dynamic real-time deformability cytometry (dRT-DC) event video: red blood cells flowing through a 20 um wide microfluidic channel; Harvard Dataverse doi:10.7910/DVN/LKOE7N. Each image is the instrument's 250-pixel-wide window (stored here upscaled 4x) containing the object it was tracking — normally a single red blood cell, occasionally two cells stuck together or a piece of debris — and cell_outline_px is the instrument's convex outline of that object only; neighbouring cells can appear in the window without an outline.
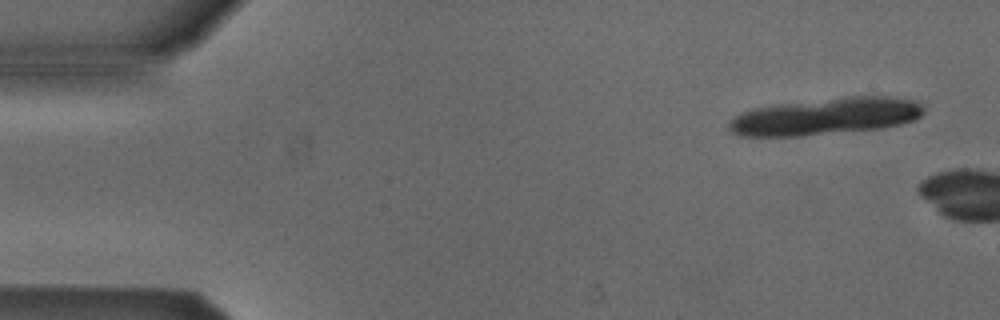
{"species": "Egyptian fruit bat (a non-hibernating species)", "species_latin": "Rousettus aegyptiacus", "temperature_condition": "cold", "stored_images_in_passage": 5, "camera_frame_rate_fps": 3000, "um_per_image_px": 0.085, "animal": {"sex": "male"}, "frame": {"image": 1, "passage_image": 1, "time_ms": 0.0, "image_size_px": [1000, 320], "cell_outline_px": [[924, 112], [916, 120], [900, 124], [880, 128], [800, 136], [740, 136], [732, 132], [728, 128], [728, 124], [736, 116], [752, 108], [768, 104], [848, 96], [896, 96], [916, 100], [924, 104]], "centroid_in_image_um": [70.22, 9.86], "position_along_channel_um": 14.8, "area_um2": 42.48}}